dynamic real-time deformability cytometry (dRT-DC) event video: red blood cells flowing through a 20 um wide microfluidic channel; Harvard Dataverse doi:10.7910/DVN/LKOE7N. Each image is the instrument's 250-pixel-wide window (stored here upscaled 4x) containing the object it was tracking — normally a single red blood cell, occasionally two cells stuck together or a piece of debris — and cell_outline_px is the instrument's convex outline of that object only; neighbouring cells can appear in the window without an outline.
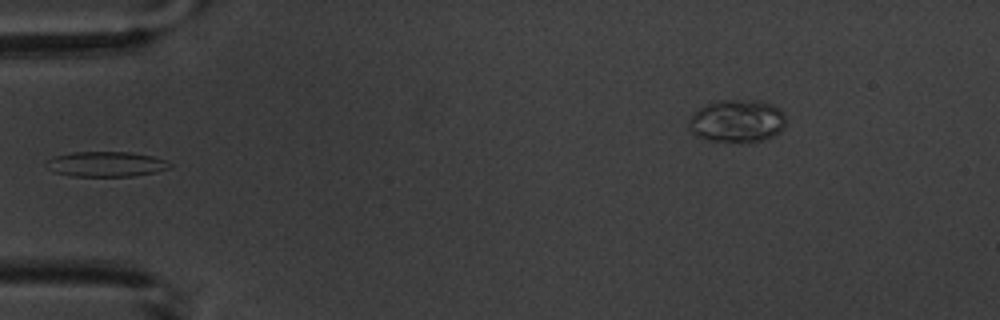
{"species": "common noctule bat (a hibernating species)", "species_latin": "Nyctalus noctula", "temperature_condition": "warm", "stored_images_in_passage": 6, "camera_frame_rate_fps": 3000, "um_per_image_px": 0.085, "animal": {"sex": "male", "body_mass_g": 20.1, "forearm_length_mm": 53.5}, "frame": {"image": 1, "passage_image": 6, "time_ms": 6.0, "image_size_px": [1000, 320], "cell_outline_px": [[172, 168], [156, 172], [132, 176], [72, 176], [56, 172], [48, 168], [44, 164], [48, 160], [56, 156], [72, 152], [132, 152], [152, 156], [168, 160], [172, 164]], "centroid_in_image_um": [9.08, 13.95], "position_along_channel_um": 75.9, "area_um2": 18.15}}